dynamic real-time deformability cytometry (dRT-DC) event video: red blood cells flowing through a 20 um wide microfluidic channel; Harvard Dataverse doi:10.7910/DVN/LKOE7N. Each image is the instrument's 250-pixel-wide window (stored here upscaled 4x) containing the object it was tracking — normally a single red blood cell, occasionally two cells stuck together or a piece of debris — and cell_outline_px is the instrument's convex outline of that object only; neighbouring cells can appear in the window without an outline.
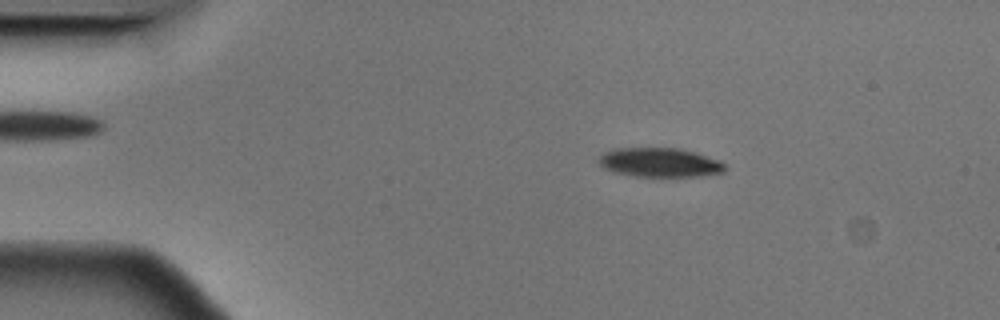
{"species": "Egyptian fruit bat (a non-hibernating species)", "species_latin": "Rousettus aegyptiacus", "temperature_condition": "cold", "stored_images_in_passage": 50, "camera_frame_rate_fps": 3000, "um_per_image_px": 0.085, "animal": {"sex": "male"}, "frame": {"image": 1, "passage_image": 3, "time_ms": 0.667, "image_size_px": [1000, 320], "cell_outline_px": [[724, 172], [700, 176], [632, 176], [612, 172], [604, 168], [596, 160], [604, 152], [612, 148], [680, 148], [696, 152], [720, 160], [724, 164]], "centroid_in_image_um": [56.04, 13.8], "position_along_channel_um": 29.0, "area_um2": 21.62}}
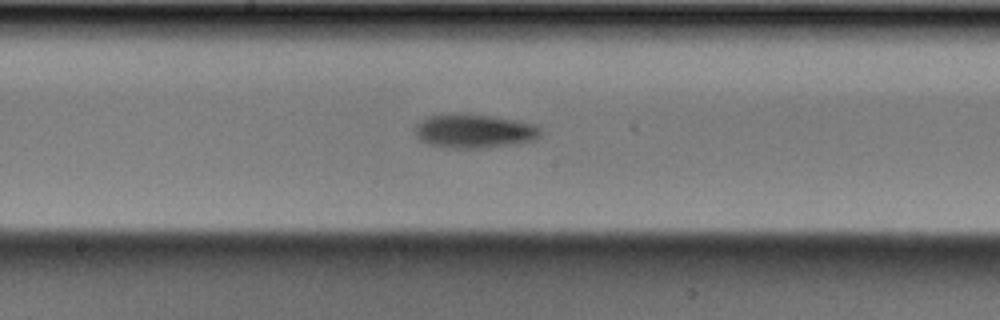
{"frame": {"image": 2, "passage_image": 23, "time_ms": 7.333, "image_size_px": [1000, 320], "cell_outline_px": [[544, 132], [536, 140], [516, 144], [480, 148], [452, 148], [428, 144], [420, 140], [416, 136], [416, 128], [424, 120], [432, 116], [460, 112], [464, 112], [516, 120], [532, 124], [540, 128]], "centroid_in_image_um": [40.37, 11.14], "position_along_channel_um": 207.8, "area_um2": 24.8}}
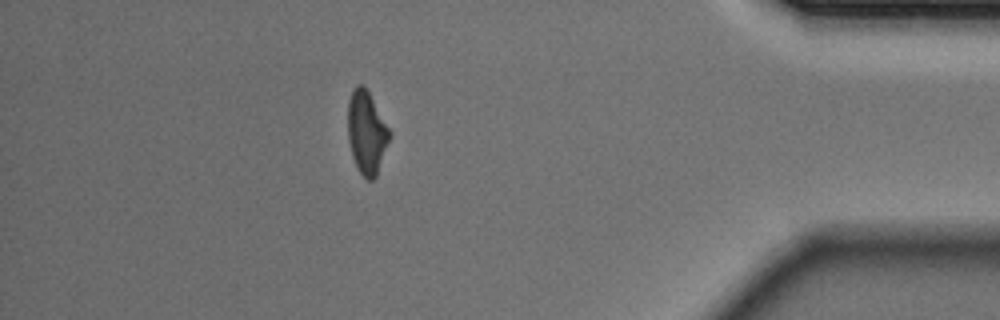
{"frame": {"image": 3, "passage_image": 43, "time_ms": 14.0, "image_size_px": [1000, 320], "cell_outline_px": [[392, 132], [376, 176], [372, 180], [368, 180], [356, 168], [352, 156], [348, 140], [348, 100], [352, 88], [356, 84], [364, 84]], "centroid_in_image_um": [31.15, 11.22], "position_along_channel_um": 404.0, "area_um2": 20.29}, "authors_computed_cell_mechanics": {"area_um2": 22.0796, "velocity_mm_per_s": 3.5561, "shape_relaxation_time_tau1_ms": 3.1549, "shape_relaxation_time_tau2_ms": null, "deformation_change_tau1": 0.1102, "deformation_change_tau2": null}}